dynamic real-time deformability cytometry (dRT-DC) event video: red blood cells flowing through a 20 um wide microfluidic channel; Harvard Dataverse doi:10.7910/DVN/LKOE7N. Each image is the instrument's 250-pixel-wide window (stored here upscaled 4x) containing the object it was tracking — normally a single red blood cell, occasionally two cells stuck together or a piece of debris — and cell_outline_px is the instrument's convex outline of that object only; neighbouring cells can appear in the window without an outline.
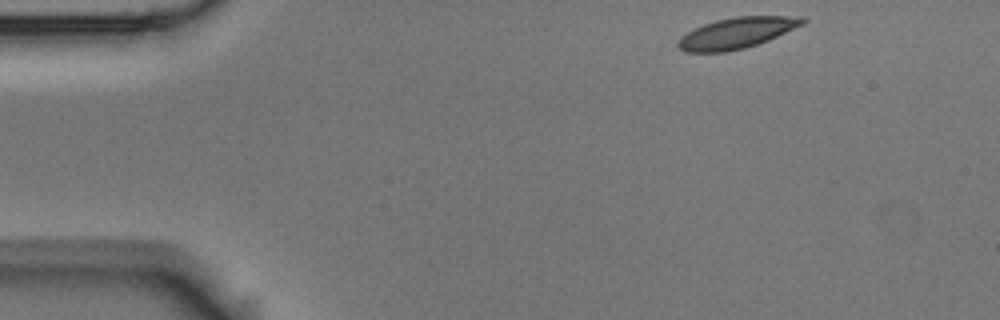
{"species": "Egyptian fruit bat (a non-hibernating species)", "species_latin": "Rousettus aegyptiacus", "temperature_condition": "room temperature", "stored_images_in_passage": 3, "camera_frame_rate_fps": 3000, "um_per_image_px": 0.085, "animal": {"sex": "male"}, "frame": {"image": 1, "passage_image": 1, "time_ms": 0.0, "image_size_px": [1000, 320], "cell_outline_px": [[808, 20], [804, 24], [768, 40], [744, 48], [724, 52], [684, 52], [676, 44], [676, 40], [680, 36], [704, 24], [716, 20], [736, 16], [804, 16]], "centroid_in_image_um": [62.62, 2.79], "position_along_channel_um": 22.4, "area_um2": 22.43}}
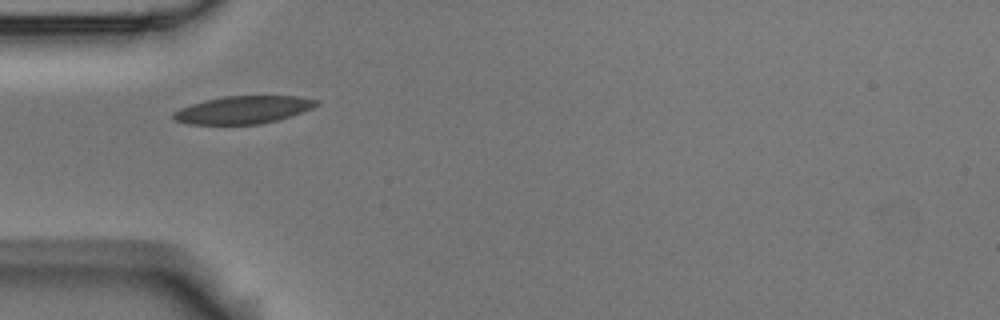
{"frame": {"image": 2, "passage_image": 2, "time_ms": 0.333, "image_size_px": [1000, 320], "cell_outline_px": [[320, 104], [312, 108], [276, 120], [260, 124], [188, 124], [176, 120], [172, 116], [172, 112], [180, 108], [204, 100], [224, 96], [300, 96], [316, 100]], "centroid_in_image_um": [20.64, 9.33], "position_along_channel_um": 64.4, "area_um2": 22.83}}
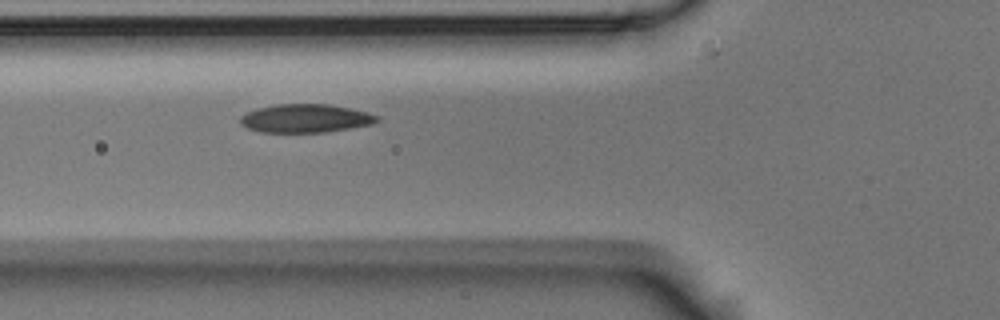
{"frame": {"image": 3, "passage_image": 3, "time_ms": 0.667, "image_size_px": [1000, 320], "cell_outline_px": [[380, 120], [372, 124], [324, 132], [260, 132], [248, 128], [240, 124], [240, 116], [256, 108], [276, 104], [328, 104], [352, 108], [368, 112], [380, 116]], "centroid_in_image_um": [25.98, 10.05], "position_along_channel_um": 99.8, "area_um2": 22.72}}